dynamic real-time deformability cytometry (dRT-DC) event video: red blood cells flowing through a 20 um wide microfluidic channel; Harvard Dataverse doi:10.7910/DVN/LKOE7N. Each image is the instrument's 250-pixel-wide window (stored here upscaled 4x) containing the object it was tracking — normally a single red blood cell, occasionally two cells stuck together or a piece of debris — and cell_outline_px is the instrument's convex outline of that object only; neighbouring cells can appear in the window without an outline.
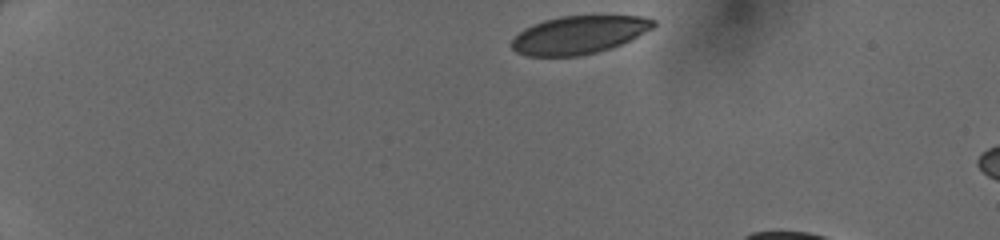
{"species": "human", "species_latin": "Homo sapiens", "temperature_condition": "cold", "stored_images_in_passage": 6, "camera_frame_rate_fps": 3000, "um_per_image_px": 0.085, "donor": {"sex": "female"}, "frame": {"image": 1, "passage_image": 1, "time_ms": 0.0, "image_size_px": [1000, 240], "cell_outline_px": [[652, 24], [632, 36], [624, 40], [600, 48], [584, 52], [544, 56], [528, 52], [516, 48], [516, 40], [524, 32], [540, 24], [552, 20], [576, 16], [628, 16], [652, 20]], "centroid_in_image_um": [49.24, 2.9], "position_along_channel_um": 35.8, "area_um2": 26.65}}